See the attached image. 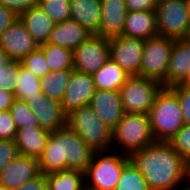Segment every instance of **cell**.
Here are the masks:
<instances>
[{
  "mask_svg": "<svg viewBox=\"0 0 190 190\" xmlns=\"http://www.w3.org/2000/svg\"><path fill=\"white\" fill-rule=\"evenodd\" d=\"M108 59V38L92 34L73 51V70L93 75Z\"/></svg>",
  "mask_w": 190,
  "mask_h": 190,
  "instance_id": "30bf717a",
  "label": "cell"
},
{
  "mask_svg": "<svg viewBox=\"0 0 190 190\" xmlns=\"http://www.w3.org/2000/svg\"><path fill=\"white\" fill-rule=\"evenodd\" d=\"M155 141L169 140L184 125L177 95L170 88H162L148 113Z\"/></svg>",
  "mask_w": 190,
  "mask_h": 190,
  "instance_id": "3957f363",
  "label": "cell"
},
{
  "mask_svg": "<svg viewBox=\"0 0 190 190\" xmlns=\"http://www.w3.org/2000/svg\"><path fill=\"white\" fill-rule=\"evenodd\" d=\"M170 89L177 95L184 124L190 125V89L175 85Z\"/></svg>",
  "mask_w": 190,
  "mask_h": 190,
  "instance_id": "d590c367",
  "label": "cell"
},
{
  "mask_svg": "<svg viewBox=\"0 0 190 190\" xmlns=\"http://www.w3.org/2000/svg\"><path fill=\"white\" fill-rule=\"evenodd\" d=\"M162 88L158 81L139 75L129 76L119 89L124 113L148 114Z\"/></svg>",
  "mask_w": 190,
  "mask_h": 190,
  "instance_id": "52a82bcc",
  "label": "cell"
},
{
  "mask_svg": "<svg viewBox=\"0 0 190 190\" xmlns=\"http://www.w3.org/2000/svg\"><path fill=\"white\" fill-rule=\"evenodd\" d=\"M122 35L142 40L157 36L155 10L128 11Z\"/></svg>",
  "mask_w": 190,
  "mask_h": 190,
  "instance_id": "d6986e66",
  "label": "cell"
},
{
  "mask_svg": "<svg viewBox=\"0 0 190 190\" xmlns=\"http://www.w3.org/2000/svg\"><path fill=\"white\" fill-rule=\"evenodd\" d=\"M14 190H48L44 174H40L33 180L25 182L23 185Z\"/></svg>",
  "mask_w": 190,
  "mask_h": 190,
  "instance_id": "60d3db41",
  "label": "cell"
},
{
  "mask_svg": "<svg viewBox=\"0 0 190 190\" xmlns=\"http://www.w3.org/2000/svg\"><path fill=\"white\" fill-rule=\"evenodd\" d=\"M50 132L43 127L17 129L15 143L18 153L38 159L42 155Z\"/></svg>",
  "mask_w": 190,
  "mask_h": 190,
  "instance_id": "603a6c76",
  "label": "cell"
},
{
  "mask_svg": "<svg viewBox=\"0 0 190 190\" xmlns=\"http://www.w3.org/2000/svg\"><path fill=\"white\" fill-rule=\"evenodd\" d=\"M18 20L12 11L5 8L3 5H0V36L1 34L14 22Z\"/></svg>",
  "mask_w": 190,
  "mask_h": 190,
  "instance_id": "ab89813d",
  "label": "cell"
},
{
  "mask_svg": "<svg viewBox=\"0 0 190 190\" xmlns=\"http://www.w3.org/2000/svg\"><path fill=\"white\" fill-rule=\"evenodd\" d=\"M38 5L55 24L70 19V0H38Z\"/></svg>",
  "mask_w": 190,
  "mask_h": 190,
  "instance_id": "1f68e13d",
  "label": "cell"
},
{
  "mask_svg": "<svg viewBox=\"0 0 190 190\" xmlns=\"http://www.w3.org/2000/svg\"><path fill=\"white\" fill-rule=\"evenodd\" d=\"M38 159L18 154L0 173V185L14 190L39 176Z\"/></svg>",
  "mask_w": 190,
  "mask_h": 190,
  "instance_id": "9a60e30c",
  "label": "cell"
},
{
  "mask_svg": "<svg viewBox=\"0 0 190 190\" xmlns=\"http://www.w3.org/2000/svg\"><path fill=\"white\" fill-rule=\"evenodd\" d=\"M70 19L83 26L91 35H99L100 0H70Z\"/></svg>",
  "mask_w": 190,
  "mask_h": 190,
  "instance_id": "7402d4cb",
  "label": "cell"
},
{
  "mask_svg": "<svg viewBox=\"0 0 190 190\" xmlns=\"http://www.w3.org/2000/svg\"><path fill=\"white\" fill-rule=\"evenodd\" d=\"M114 190H150L142 173L129 162L122 170Z\"/></svg>",
  "mask_w": 190,
  "mask_h": 190,
  "instance_id": "f546056e",
  "label": "cell"
},
{
  "mask_svg": "<svg viewBox=\"0 0 190 190\" xmlns=\"http://www.w3.org/2000/svg\"><path fill=\"white\" fill-rule=\"evenodd\" d=\"M150 190H176L188 183L189 165L169 142L155 141L129 155Z\"/></svg>",
  "mask_w": 190,
  "mask_h": 190,
  "instance_id": "6da1fadb",
  "label": "cell"
},
{
  "mask_svg": "<svg viewBox=\"0 0 190 190\" xmlns=\"http://www.w3.org/2000/svg\"><path fill=\"white\" fill-rule=\"evenodd\" d=\"M72 71L59 70L50 72L44 78H41L42 93L50 99L61 103Z\"/></svg>",
  "mask_w": 190,
  "mask_h": 190,
  "instance_id": "4316f807",
  "label": "cell"
},
{
  "mask_svg": "<svg viewBox=\"0 0 190 190\" xmlns=\"http://www.w3.org/2000/svg\"><path fill=\"white\" fill-rule=\"evenodd\" d=\"M18 20L25 26L39 46L49 41L50 34L55 26L52 19L39 5L22 13Z\"/></svg>",
  "mask_w": 190,
  "mask_h": 190,
  "instance_id": "44dd1931",
  "label": "cell"
},
{
  "mask_svg": "<svg viewBox=\"0 0 190 190\" xmlns=\"http://www.w3.org/2000/svg\"><path fill=\"white\" fill-rule=\"evenodd\" d=\"M101 22L99 36L112 38L121 36L128 13L125 0H100Z\"/></svg>",
  "mask_w": 190,
  "mask_h": 190,
  "instance_id": "e0dca14e",
  "label": "cell"
},
{
  "mask_svg": "<svg viewBox=\"0 0 190 190\" xmlns=\"http://www.w3.org/2000/svg\"><path fill=\"white\" fill-rule=\"evenodd\" d=\"M94 153L68 126L51 131L38 158L40 173L48 175L67 169L85 172Z\"/></svg>",
  "mask_w": 190,
  "mask_h": 190,
  "instance_id": "7a4b0ae2",
  "label": "cell"
},
{
  "mask_svg": "<svg viewBox=\"0 0 190 190\" xmlns=\"http://www.w3.org/2000/svg\"><path fill=\"white\" fill-rule=\"evenodd\" d=\"M180 86L186 87L190 89V74L186 77V79L180 84Z\"/></svg>",
  "mask_w": 190,
  "mask_h": 190,
  "instance_id": "7bdbcfd3",
  "label": "cell"
},
{
  "mask_svg": "<svg viewBox=\"0 0 190 190\" xmlns=\"http://www.w3.org/2000/svg\"><path fill=\"white\" fill-rule=\"evenodd\" d=\"M174 39L155 36L144 40L140 76L158 81L165 88Z\"/></svg>",
  "mask_w": 190,
  "mask_h": 190,
  "instance_id": "ba28073f",
  "label": "cell"
},
{
  "mask_svg": "<svg viewBox=\"0 0 190 190\" xmlns=\"http://www.w3.org/2000/svg\"><path fill=\"white\" fill-rule=\"evenodd\" d=\"M14 99V93L0 88V111L9 110Z\"/></svg>",
  "mask_w": 190,
  "mask_h": 190,
  "instance_id": "b9f144b4",
  "label": "cell"
},
{
  "mask_svg": "<svg viewBox=\"0 0 190 190\" xmlns=\"http://www.w3.org/2000/svg\"><path fill=\"white\" fill-rule=\"evenodd\" d=\"M90 36L91 34L78 22L67 19L55 24L48 43L74 51Z\"/></svg>",
  "mask_w": 190,
  "mask_h": 190,
  "instance_id": "ffe728a7",
  "label": "cell"
},
{
  "mask_svg": "<svg viewBox=\"0 0 190 190\" xmlns=\"http://www.w3.org/2000/svg\"><path fill=\"white\" fill-rule=\"evenodd\" d=\"M17 128L10 110L0 111V140H15Z\"/></svg>",
  "mask_w": 190,
  "mask_h": 190,
  "instance_id": "e575fe53",
  "label": "cell"
},
{
  "mask_svg": "<svg viewBox=\"0 0 190 190\" xmlns=\"http://www.w3.org/2000/svg\"><path fill=\"white\" fill-rule=\"evenodd\" d=\"M153 142L155 139L151 131L149 116L146 113H124L122 119L112 130L111 149L118 150L119 153L125 155L141 150Z\"/></svg>",
  "mask_w": 190,
  "mask_h": 190,
  "instance_id": "277c9868",
  "label": "cell"
},
{
  "mask_svg": "<svg viewBox=\"0 0 190 190\" xmlns=\"http://www.w3.org/2000/svg\"><path fill=\"white\" fill-rule=\"evenodd\" d=\"M159 0H125L129 12L155 10Z\"/></svg>",
  "mask_w": 190,
  "mask_h": 190,
  "instance_id": "f35d334b",
  "label": "cell"
},
{
  "mask_svg": "<svg viewBox=\"0 0 190 190\" xmlns=\"http://www.w3.org/2000/svg\"><path fill=\"white\" fill-rule=\"evenodd\" d=\"M129 75L110 58L92 75L96 90L119 91Z\"/></svg>",
  "mask_w": 190,
  "mask_h": 190,
  "instance_id": "cb8c5ba5",
  "label": "cell"
},
{
  "mask_svg": "<svg viewBox=\"0 0 190 190\" xmlns=\"http://www.w3.org/2000/svg\"><path fill=\"white\" fill-rule=\"evenodd\" d=\"M18 154L15 140H0V173Z\"/></svg>",
  "mask_w": 190,
  "mask_h": 190,
  "instance_id": "8d00e7d4",
  "label": "cell"
},
{
  "mask_svg": "<svg viewBox=\"0 0 190 190\" xmlns=\"http://www.w3.org/2000/svg\"><path fill=\"white\" fill-rule=\"evenodd\" d=\"M0 190H9V189H7L6 187L0 185Z\"/></svg>",
  "mask_w": 190,
  "mask_h": 190,
  "instance_id": "7dc6e473",
  "label": "cell"
},
{
  "mask_svg": "<svg viewBox=\"0 0 190 190\" xmlns=\"http://www.w3.org/2000/svg\"><path fill=\"white\" fill-rule=\"evenodd\" d=\"M67 126L94 151L111 150L112 130L99 119L89 105L67 114Z\"/></svg>",
  "mask_w": 190,
  "mask_h": 190,
  "instance_id": "8992f818",
  "label": "cell"
},
{
  "mask_svg": "<svg viewBox=\"0 0 190 190\" xmlns=\"http://www.w3.org/2000/svg\"><path fill=\"white\" fill-rule=\"evenodd\" d=\"M26 103L37 118L40 127L54 131L67 126V114L61 104L42 92L34 98H29Z\"/></svg>",
  "mask_w": 190,
  "mask_h": 190,
  "instance_id": "5bb4252c",
  "label": "cell"
},
{
  "mask_svg": "<svg viewBox=\"0 0 190 190\" xmlns=\"http://www.w3.org/2000/svg\"><path fill=\"white\" fill-rule=\"evenodd\" d=\"M159 36L184 39L190 27L187 0H159L156 9Z\"/></svg>",
  "mask_w": 190,
  "mask_h": 190,
  "instance_id": "9c48e42d",
  "label": "cell"
},
{
  "mask_svg": "<svg viewBox=\"0 0 190 190\" xmlns=\"http://www.w3.org/2000/svg\"><path fill=\"white\" fill-rule=\"evenodd\" d=\"M185 39L190 42V27H189V30H188V33H187Z\"/></svg>",
  "mask_w": 190,
  "mask_h": 190,
  "instance_id": "f6af8a7d",
  "label": "cell"
},
{
  "mask_svg": "<svg viewBox=\"0 0 190 190\" xmlns=\"http://www.w3.org/2000/svg\"><path fill=\"white\" fill-rule=\"evenodd\" d=\"M144 40L126 36L108 38L109 58L129 76H140Z\"/></svg>",
  "mask_w": 190,
  "mask_h": 190,
  "instance_id": "8fae6325",
  "label": "cell"
},
{
  "mask_svg": "<svg viewBox=\"0 0 190 190\" xmlns=\"http://www.w3.org/2000/svg\"><path fill=\"white\" fill-rule=\"evenodd\" d=\"M95 91L92 75L73 70L60 103L61 107L69 114L74 109L88 106Z\"/></svg>",
  "mask_w": 190,
  "mask_h": 190,
  "instance_id": "4fadbf2b",
  "label": "cell"
},
{
  "mask_svg": "<svg viewBox=\"0 0 190 190\" xmlns=\"http://www.w3.org/2000/svg\"><path fill=\"white\" fill-rule=\"evenodd\" d=\"M189 74L190 42L185 38L174 40L165 78V88L180 85Z\"/></svg>",
  "mask_w": 190,
  "mask_h": 190,
  "instance_id": "ac0fdd59",
  "label": "cell"
},
{
  "mask_svg": "<svg viewBox=\"0 0 190 190\" xmlns=\"http://www.w3.org/2000/svg\"><path fill=\"white\" fill-rule=\"evenodd\" d=\"M176 190H190V184L187 183L186 185L182 186L181 188H178Z\"/></svg>",
  "mask_w": 190,
  "mask_h": 190,
  "instance_id": "ee69618b",
  "label": "cell"
},
{
  "mask_svg": "<svg viewBox=\"0 0 190 190\" xmlns=\"http://www.w3.org/2000/svg\"><path fill=\"white\" fill-rule=\"evenodd\" d=\"M188 3V10H189V21H190V0H187Z\"/></svg>",
  "mask_w": 190,
  "mask_h": 190,
  "instance_id": "bcb514c9",
  "label": "cell"
},
{
  "mask_svg": "<svg viewBox=\"0 0 190 190\" xmlns=\"http://www.w3.org/2000/svg\"><path fill=\"white\" fill-rule=\"evenodd\" d=\"M48 190H81L85 186V173L79 170H63L45 175Z\"/></svg>",
  "mask_w": 190,
  "mask_h": 190,
  "instance_id": "d4e9b609",
  "label": "cell"
},
{
  "mask_svg": "<svg viewBox=\"0 0 190 190\" xmlns=\"http://www.w3.org/2000/svg\"><path fill=\"white\" fill-rule=\"evenodd\" d=\"M20 61H12L9 56L0 48V88L12 93L15 92L18 81L17 74Z\"/></svg>",
  "mask_w": 190,
  "mask_h": 190,
  "instance_id": "f1b7e54d",
  "label": "cell"
},
{
  "mask_svg": "<svg viewBox=\"0 0 190 190\" xmlns=\"http://www.w3.org/2000/svg\"><path fill=\"white\" fill-rule=\"evenodd\" d=\"M89 106L110 130L116 127L124 115L119 91L96 90Z\"/></svg>",
  "mask_w": 190,
  "mask_h": 190,
  "instance_id": "2e32d148",
  "label": "cell"
},
{
  "mask_svg": "<svg viewBox=\"0 0 190 190\" xmlns=\"http://www.w3.org/2000/svg\"><path fill=\"white\" fill-rule=\"evenodd\" d=\"M9 110L17 129L40 127L36 116L26 101L15 98Z\"/></svg>",
  "mask_w": 190,
  "mask_h": 190,
  "instance_id": "4dcf8cb0",
  "label": "cell"
},
{
  "mask_svg": "<svg viewBox=\"0 0 190 190\" xmlns=\"http://www.w3.org/2000/svg\"><path fill=\"white\" fill-rule=\"evenodd\" d=\"M47 60L50 72L59 70H73V51L51 43L39 46Z\"/></svg>",
  "mask_w": 190,
  "mask_h": 190,
  "instance_id": "484cf974",
  "label": "cell"
},
{
  "mask_svg": "<svg viewBox=\"0 0 190 190\" xmlns=\"http://www.w3.org/2000/svg\"><path fill=\"white\" fill-rule=\"evenodd\" d=\"M81 190H92V189H90V188L84 186Z\"/></svg>",
  "mask_w": 190,
  "mask_h": 190,
  "instance_id": "c3c4849f",
  "label": "cell"
},
{
  "mask_svg": "<svg viewBox=\"0 0 190 190\" xmlns=\"http://www.w3.org/2000/svg\"><path fill=\"white\" fill-rule=\"evenodd\" d=\"M20 62L25 69L30 70L40 79L50 73L44 53L39 48L26 55Z\"/></svg>",
  "mask_w": 190,
  "mask_h": 190,
  "instance_id": "d6a6232c",
  "label": "cell"
},
{
  "mask_svg": "<svg viewBox=\"0 0 190 190\" xmlns=\"http://www.w3.org/2000/svg\"><path fill=\"white\" fill-rule=\"evenodd\" d=\"M0 5H3L19 17L30 8L37 6L38 0H0Z\"/></svg>",
  "mask_w": 190,
  "mask_h": 190,
  "instance_id": "74e56055",
  "label": "cell"
},
{
  "mask_svg": "<svg viewBox=\"0 0 190 190\" xmlns=\"http://www.w3.org/2000/svg\"><path fill=\"white\" fill-rule=\"evenodd\" d=\"M17 78L18 81L15 84L14 92L16 99L26 101L42 92L41 79L35 76L30 70L25 69L22 65L19 67Z\"/></svg>",
  "mask_w": 190,
  "mask_h": 190,
  "instance_id": "83f0119b",
  "label": "cell"
},
{
  "mask_svg": "<svg viewBox=\"0 0 190 190\" xmlns=\"http://www.w3.org/2000/svg\"><path fill=\"white\" fill-rule=\"evenodd\" d=\"M114 152V153H113ZM129 155L118 151H95L85 173V186L92 190H114Z\"/></svg>",
  "mask_w": 190,
  "mask_h": 190,
  "instance_id": "5b68a950",
  "label": "cell"
},
{
  "mask_svg": "<svg viewBox=\"0 0 190 190\" xmlns=\"http://www.w3.org/2000/svg\"><path fill=\"white\" fill-rule=\"evenodd\" d=\"M188 183L190 184V166H189V177H188Z\"/></svg>",
  "mask_w": 190,
  "mask_h": 190,
  "instance_id": "681fc988",
  "label": "cell"
},
{
  "mask_svg": "<svg viewBox=\"0 0 190 190\" xmlns=\"http://www.w3.org/2000/svg\"><path fill=\"white\" fill-rule=\"evenodd\" d=\"M169 143L190 166V125L184 124L169 140Z\"/></svg>",
  "mask_w": 190,
  "mask_h": 190,
  "instance_id": "836d02e7",
  "label": "cell"
},
{
  "mask_svg": "<svg viewBox=\"0 0 190 190\" xmlns=\"http://www.w3.org/2000/svg\"><path fill=\"white\" fill-rule=\"evenodd\" d=\"M0 48L12 61H21L29 53L36 51L39 45L17 20L1 34Z\"/></svg>",
  "mask_w": 190,
  "mask_h": 190,
  "instance_id": "7c38bea8",
  "label": "cell"
}]
</instances>
